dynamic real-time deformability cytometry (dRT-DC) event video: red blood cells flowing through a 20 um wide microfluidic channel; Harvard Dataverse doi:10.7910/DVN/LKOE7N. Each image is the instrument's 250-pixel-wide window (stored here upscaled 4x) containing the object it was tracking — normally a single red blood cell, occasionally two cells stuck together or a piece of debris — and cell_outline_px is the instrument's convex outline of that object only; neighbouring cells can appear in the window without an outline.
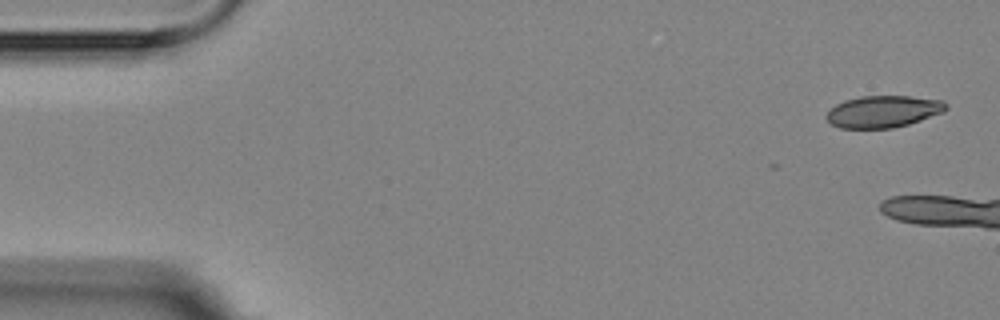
{"species": "Egyptian fruit bat (a non-hibernating species)", "species_latin": "Rousettus aegyptiacus", "temperature_condition": "room temperature", "stored_images_in_passage": 3, "camera_frame_rate_fps": 3000, "um_per_image_px": 0.085, "animal": {"sex": "female"}, "frame": {"image": 1, "passage_image": 1, "time_ms": 0.0, "image_size_px": [1000, 320], "cell_outline_px": [[948, 108], [944, 112], [908, 124], [892, 128], [840, 128], [832, 124], [824, 116], [836, 104], [844, 100], [860, 96], [908, 96], [944, 100], [948, 104]], "centroid_in_image_um": [75.1, 9.47], "position_along_channel_um": 9.9, "area_um2": 22.25}}